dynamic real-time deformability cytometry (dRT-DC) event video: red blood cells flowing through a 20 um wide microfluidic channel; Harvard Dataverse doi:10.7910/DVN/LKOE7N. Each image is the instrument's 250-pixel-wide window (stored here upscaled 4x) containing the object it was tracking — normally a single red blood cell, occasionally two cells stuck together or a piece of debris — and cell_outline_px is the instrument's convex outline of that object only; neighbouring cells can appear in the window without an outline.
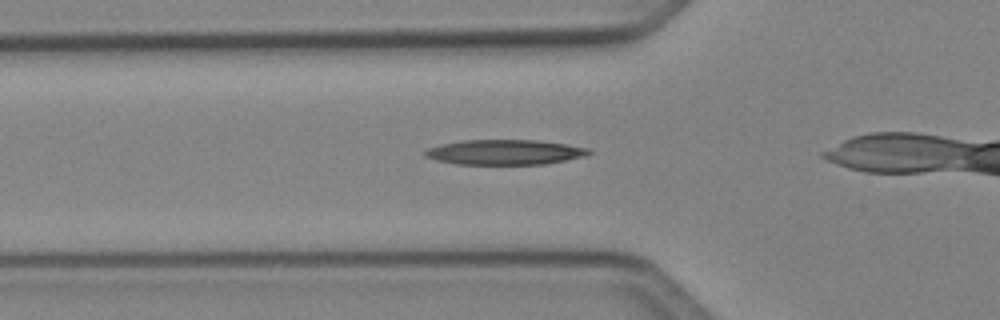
{"species": "Egyptian fruit bat (a non-hibernating species)", "species_latin": "Rousettus aegyptiacus", "temperature_condition": "cold", "stored_images_in_passage": 33, "camera_frame_rate_fps": 3000, "um_per_image_px": 0.085, "animal": {"sex": "female"}, "frame": {"image": 1, "passage_image": 11, "time_ms": 3.333, "image_size_px": [1000, 320], "cell_outline_px": [[592, 152], [584, 156], [544, 164], [456, 164], [436, 160], [424, 156], [424, 152], [428, 148], [444, 144], [464, 140], [536, 140], [568, 144], [588, 148]], "centroid_in_image_um": [42.91, 12.93], "position_along_channel_um": 82.9, "area_um2": 23.7}}
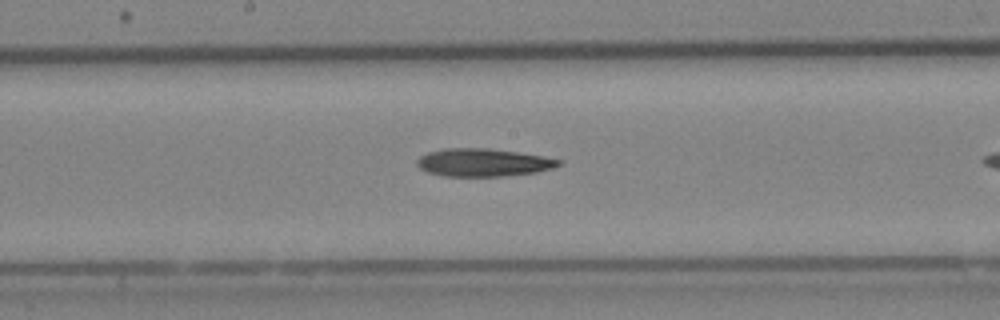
{"frame": {"image": 2, "passage_image": 20, "time_ms": 6.333, "image_size_px": [1000, 320], "cell_outline_px": [[564, 160], [560, 164], [536, 172], [504, 176], [444, 176], [428, 172], [420, 168], [416, 164], [416, 160], [420, 156], [428, 152], [444, 148], [488, 148], [544, 156]], "centroid_in_image_um": [41.04, 13.8], "position_along_channel_um": 207.2, "area_um2": 22.89}}
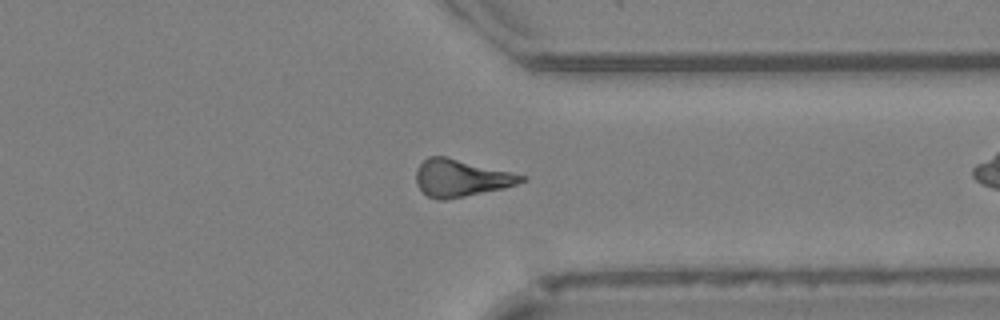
{"frame": {"image": 3, "passage_image": 32, "time_ms": 10.333, "image_size_px": [1000, 320], "cell_outline_px": [[528, 180], [504, 188], [444, 200], [440, 200], [428, 196], [416, 184], [416, 172], [420, 164], [428, 156], [444, 156], [528, 176]], "centroid_in_image_um": [39.2, 15.13], "position_along_channel_um": 372.2, "area_um2": 22.54}}